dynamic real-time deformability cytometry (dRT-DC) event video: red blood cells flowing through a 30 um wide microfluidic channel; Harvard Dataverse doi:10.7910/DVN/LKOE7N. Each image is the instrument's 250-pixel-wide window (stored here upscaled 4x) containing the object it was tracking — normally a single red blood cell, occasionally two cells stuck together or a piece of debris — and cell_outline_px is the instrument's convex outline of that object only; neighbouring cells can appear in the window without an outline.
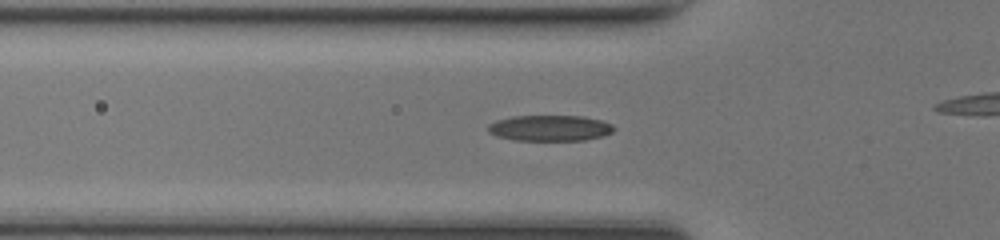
{"species": "common noctule bat (a hibernating species)", "species_latin": "Nyctalus noctula", "temperature_condition": "room temperature", "stored_images_in_passage": 31, "camera_frame_rate_fps": 3000, "um_per_image_px": 0.085, "animal": {"sex": "female", "body_mass_g": 17.0, "forearm_length_mm": 48.0}, "frame": {"image": 1, "passage_image": 8, "time_ms": 2.333, "image_size_px": [1000, 240], "cell_outline_px": [[616, 128], [612, 132], [604, 136], [584, 140], [512, 140], [496, 136], [488, 132], [488, 124], [496, 120], [512, 116], [584, 116], [600, 120], [612, 124]], "centroid_in_image_um": [46.73, 10.88], "position_along_channel_um": 79.1, "area_um2": 19.07}}
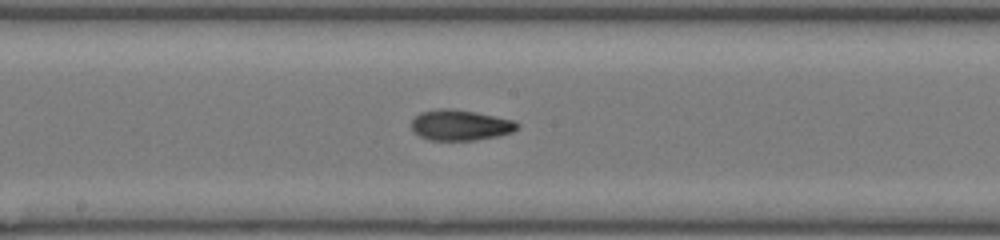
{"frame": {"image": 2, "passage_image": 17, "time_ms": 5.333, "image_size_px": [1000, 240], "cell_outline_px": [[520, 128], [512, 132], [500, 136], [476, 140], [428, 140], [412, 132], [412, 120], [420, 112], [440, 108], [452, 108], [476, 112], [512, 120], [520, 124]], "centroid_in_image_um": [39.13, 10.64], "position_along_channel_um": 209.1, "area_um2": 19.07}}
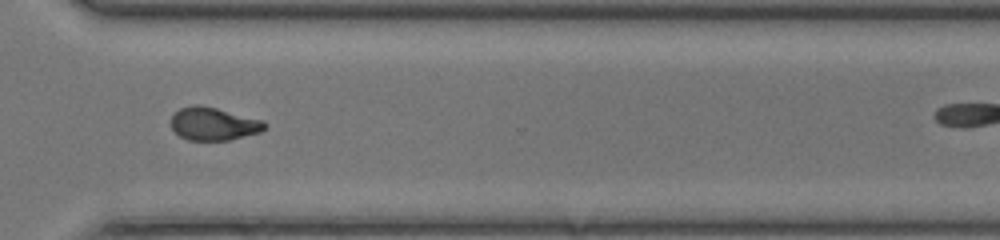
{"frame": {"image": 3, "passage_image": 27, "time_ms": 8.667, "image_size_px": [1000, 240], "cell_outline_px": [[268, 124], [260, 132], [228, 140], [188, 140], [180, 136], [172, 128], [172, 116], [180, 108], [192, 104], [196, 104], [216, 108], [264, 120]], "centroid_in_image_um": [18.16, 10.52], "position_along_channel_um": 352.4, "area_um2": 17.86}}